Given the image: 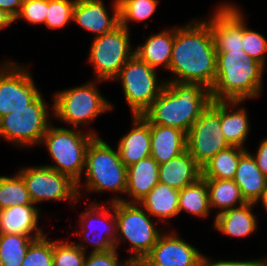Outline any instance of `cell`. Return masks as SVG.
I'll return each instance as SVG.
<instances>
[{"label":"cell","mask_w":267,"mask_h":266,"mask_svg":"<svg viewBox=\"0 0 267 266\" xmlns=\"http://www.w3.org/2000/svg\"><path fill=\"white\" fill-rule=\"evenodd\" d=\"M157 71L134 54L113 80L121 82L132 116L142 115L166 84V78L159 81Z\"/></svg>","instance_id":"9"},{"label":"cell","mask_w":267,"mask_h":266,"mask_svg":"<svg viewBox=\"0 0 267 266\" xmlns=\"http://www.w3.org/2000/svg\"><path fill=\"white\" fill-rule=\"evenodd\" d=\"M85 192L104 191L126 193L127 167L118 149L96 136L89 144L85 163Z\"/></svg>","instance_id":"6"},{"label":"cell","mask_w":267,"mask_h":266,"mask_svg":"<svg viewBox=\"0 0 267 266\" xmlns=\"http://www.w3.org/2000/svg\"><path fill=\"white\" fill-rule=\"evenodd\" d=\"M180 191L159 182L138 204L153 218L169 223L179 215Z\"/></svg>","instance_id":"27"},{"label":"cell","mask_w":267,"mask_h":266,"mask_svg":"<svg viewBox=\"0 0 267 266\" xmlns=\"http://www.w3.org/2000/svg\"><path fill=\"white\" fill-rule=\"evenodd\" d=\"M258 203H260L262 205V207H264L265 211L267 212V189L262 194L261 198L257 201L256 204H258Z\"/></svg>","instance_id":"45"},{"label":"cell","mask_w":267,"mask_h":266,"mask_svg":"<svg viewBox=\"0 0 267 266\" xmlns=\"http://www.w3.org/2000/svg\"><path fill=\"white\" fill-rule=\"evenodd\" d=\"M174 39L175 27L161 30L134 48V54L156 70L159 67L169 70Z\"/></svg>","instance_id":"24"},{"label":"cell","mask_w":267,"mask_h":266,"mask_svg":"<svg viewBox=\"0 0 267 266\" xmlns=\"http://www.w3.org/2000/svg\"><path fill=\"white\" fill-rule=\"evenodd\" d=\"M213 12L212 17L205 20L210 24L216 52H240L243 45L241 7L224 2Z\"/></svg>","instance_id":"15"},{"label":"cell","mask_w":267,"mask_h":266,"mask_svg":"<svg viewBox=\"0 0 267 266\" xmlns=\"http://www.w3.org/2000/svg\"><path fill=\"white\" fill-rule=\"evenodd\" d=\"M118 255L116 248L107 252H89L86 255L84 266H123L126 260L120 261Z\"/></svg>","instance_id":"39"},{"label":"cell","mask_w":267,"mask_h":266,"mask_svg":"<svg viewBox=\"0 0 267 266\" xmlns=\"http://www.w3.org/2000/svg\"><path fill=\"white\" fill-rule=\"evenodd\" d=\"M23 0H0V9L6 11L14 19L19 14Z\"/></svg>","instance_id":"42"},{"label":"cell","mask_w":267,"mask_h":266,"mask_svg":"<svg viewBox=\"0 0 267 266\" xmlns=\"http://www.w3.org/2000/svg\"><path fill=\"white\" fill-rule=\"evenodd\" d=\"M35 239L29 235L0 234V266H21Z\"/></svg>","instance_id":"31"},{"label":"cell","mask_w":267,"mask_h":266,"mask_svg":"<svg viewBox=\"0 0 267 266\" xmlns=\"http://www.w3.org/2000/svg\"><path fill=\"white\" fill-rule=\"evenodd\" d=\"M51 123L40 144L45 145L55 165L45 166L69 176L77 183L78 197L83 194L80 180L85 171L86 153L90 142L98 136V132L77 128H64L53 126Z\"/></svg>","instance_id":"4"},{"label":"cell","mask_w":267,"mask_h":266,"mask_svg":"<svg viewBox=\"0 0 267 266\" xmlns=\"http://www.w3.org/2000/svg\"><path fill=\"white\" fill-rule=\"evenodd\" d=\"M132 118V129L117 143L119 156L126 167L151 154L150 123L142 115Z\"/></svg>","instance_id":"19"},{"label":"cell","mask_w":267,"mask_h":266,"mask_svg":"<svg viewBox=\"0 0 267 266\" xmlns=\"http://www.w3.org/2000/svg\"><path fill=\"white\" fill-rule=\"evenodd\" d=\"M76 0H48L45 26L55 30L64 28L73 21V10Z\"/></svg>","instance_id":"35"},{"label":"cell","mask_w":267,"mask_h":266,"mask_svg":"<svg viewBox=\"0 0 267 266\" xmlns=\"http://www.w3.org/2000/svg\"><path fill=\"white\" fill-rule=\"evenodd\" d=\"M110 206L90 202L89 208L79 216V227L76 236L81 242L76 243L87 253L85 242L92 246L91 253L107 252L115 248L117 238V219L115 217V202ZM81 234L82 236H80Z\"/></svg>","instance_id":"13"},{"label":"cell","mask_w":267,"mask_h":266,"mask_svg":"<svg viewBox=\"0 0 267 266\" xmlns=\"http://www.w3.org/2000/svg\"><path fill=\"white\" fill-rule=\"evenodd\" d=\"M242 12V50L248 54L255 61L266 65V53H267V39L256 32L248 28L245 23V17Z\"/></svg>","instance_id":"36"},{"label":"cell","mask_w":267,"mask_h":266,"mask_svg":"<svg viewBox=\"0 0 267 266\" xmlns=\"http://www.w3.org/2000/svg\"><path fill=\"white\" fill-rule=\"evenodd\" d=\"M18 205H35L22 177L18 173L0 176V210Z\"/></svg>","instance_id":"32"},{"label":"cell","mask_w":267,"mask_h":266,"mask_svg":"<svg viewBox=\"0 0 267 266\" xmlns=\"http://www.w3.org/2000/svg\"><path fill=\"white\" fill-rule=\"evenodd\" d=\"M206 183L210 209L217 208L216 214L246 203L234 180L206 179Z\"/></svg>","instance_id":"28"},{"label":"cell","mask_w":267,"mask_h":266,"mask_svg":"<svg viewBox=\"0 0 267 266\" xmlns=\"http://www.w3.org/2000/svg\"><path fill=\"white\" fill-rule=\"evenodd\" d=\"M115 217L117 219V238L115 248L121 242L130 244L128 251L131 256L127 259L143 260L156 244L163 233L157 229L156 221L138 204L115 202ZM123 239V241H121Z\"/></svg>","instance_id":"7"},{"label":"cell","mask_w":267,"mask_h":266,"mask_svg":"<svg viewBox=\"0 0 267 266\" xmlns=\"http://www.w3.org/2000/svg\"><path fill=\"white\" fill-rule=\"evenodd\" d=\"M41 210L36 205H18L0 210V234L29 235L40 238L45 235L38 226Z\"/></svg>","instance_id":"20"},{"label":"cell","mask_w":267,"mask_h":266,"mask_svg":"<svg viewBox=\"0 0 267 266\" xmlns=\"http://www.w3.org/2000/svg\"><path fill=\"white\" fill-rule=\"evenodd\" d=\"M130 35L127 28L119 25L113 31L93 38L87 61L93 66L95 80L106 82L117 77L124 64L134 55Z\"/></svg>","instance_id":"10"},{"label":"cell","mask_w":267,"mask_h":266,"mask_svg":"<svg viewBox=\"0 0 267 266\" xmlns=\"http://www.w3.org/2000/svg\"><path fill=\"white\" fill-rule=\"evenodd\" d=\"M47 237L45 234L30 244L21 266H53V241Z\"/></svg>","instance_id":"37"},{"label":"cell","mask_w":267,"mask_h":266,"mask_svg":"<svg viewBox=\"0 0 267 266\" xmlns=\"http://www.w3.org/2000/svg\"><path fill=\"white\" fill-rule=\"evenodd\" d=\"M233 180L239 186L246 202L257 203L267 189V177L259 170L248 150L240 156Z\"/></svg>","instance_id":"25"},{"label":"cell","mask_w":267,"mask_h":266,"mask_svg":"<svg viewBox=\"0 0 267 266\" xmlns=\"http://www.w3.org/2000/svg\"><path fill=\"white\" fill-rule=\"evenodd\" d=\"M112 3L111 16L103 0H76L73 22L95 37L111 32L120 25L118 0H113Z\"/></svg>","instance_id":"17"},{"label":"cell","mask_w":267,"mask_h":266,"mask_svg":"<svg viewBox=\"0 0 267 266\" xmlns=\"http://www.w3.org/2000/svg\"><path fill=\"white\" fill-rule=\"evenodd\" d=\"M151 154L160 165L187 150V134L175 127L150 124Z\"/></svg>","instance_id":"22"},{"label":"cell","mask_w":267,"mask_h":266,"mask_svg":"<svg viewBox=\"0 0 267 266\" xmlns=\"http://www.w3.org/2000/svg\"><path fill=\"white\" fill-rule=\"evenodd\" d=\"M256 203L245 204L215 214L213 222L215 230L229 237H246L253 234L258 228L256 215L252 213Z\"/></svg>","instance_id":"21"},{"label":"cell","mask_w":267,"mask_h":266,"mask_svg":"<svg viewBox=\"0 0 267 266\" xmlns=\"http://www.w3.org/2000/svg\"><path fill=\"white\" fill-rule=\"evenodd\" d=\"M159 164L151 157L141 159L127 167L126 193L131 200L119 195L112 197L109 203L123 201L126 203H139L158 183Z\"/></svg>","instance_id":"18"},{"label":"cell","mask_w":267,"mask_h":266,"mask_svg":"<svg viewBox=\"0 0 267 266\" xmlns=\"http://www.w3.org/2000/svg\"><path fill=\"white\" fill-rule=\"evenodd\" d=\"M43 96L40 93L26 108L0 118V138L22 148L40 145L51 124L49 105Z\"/></svg>","instance_id":"8"},{"label":"cell","mask_w":267,"mask_h":266,"mask_svg":"<svg viewBox=\"0 0 267 266\" xmlns=\"http://www.w3.org/2000/svg\"><path fill=\"white\" fill-rule=\"evenodd\" d=\"M99 82L103 81L94 79L54 93L51 116L78 129L80 126L86 127L101 114L112 111L115 106L101 95L96 86Z\"/></svg>","instance_id":"5"},{"label":"cell","mask_w":267,"mask_h":266,"mask_svg":"<svg viewBox=\"0 0 267 266\" xmlns=\"http://www.w3.org/2000/svg\"><path fill=\"white\" fill-rule=\"evenodd\" d=\"M199 266H267L266 258H258L251 260H211V258L203 255Z\"/></svg>","instance_id":"40"},{"label":"cell","mask_w":267,"mask_h":266,"mask_svg":"<svg viewBox=\"0 0 267 266\" xmlns=\"http://www.w3.org/2000/svg\"><path fill=\"white\" fill-rule=\"evenodd\" d=\"M86 255L75 242L53 241V266H84Z\"/></svg>","instance_id":"34"},{"label":"cell","mask_w":267,"mask_h":266,"mask_svg":"<svg viewBox=\"0 0 267 266\" xmlns=\"http://www.w3.org/2000/svg\"><path fill=\"white\" fill-rule=\"evenodd\" d=\"M27 69L14 61L0 64V118L26 108L41 93Z\"/></svg>","instance_id":"14"},{"label":"cell","mask_w":267,"mask_h":266,"mask_svg":"<svg viewBox=\"0 0 267 266\" xmlns=\"http://www.w3.org/2000/svg\"><path fill=\"white\" fill-rule=\"evenodd\" d=\"M246 151L238 146H229L216 154L202 167V177L205 179L233 180L240 156Z\"/></svg>","instance_id":"30"},{"label":"cell","mask_w":267,"mask_h":266,"mask_svg":"<svg viewBox=\"0 0 267 266\" xmlns=\"http://www.w3.org/2000/svg\"><path fill=\"white\" fill-rule=\"evenodd\" d=\"M242 102L221 101V129L230 146L246 149L244 144L249 136L250 124L247 111L240 107Z\"/></svg>","instance_id":"26"},{"label":"cell","mask_w":267,"mask_h":266,"mask_svg":"<svg viewBox=\"0 0 267 266\" xmlns=\"http://www.w3.org/2000/svg\"><path fill=\"white\" fill-rule=\"evenodd\" d=\"M217 53L210 24L196 19L175 27L168 82L200 83L211 89L216 77Z\"/></svg>","instance_id":"1"},{"label":"cell","mask_w":267,"mask_h":266,"mask_svg":"<svg viewBox=\"0 0 267 266\" xmlns=\"http://www.w3.org/2000/svg\"><path fill=\"white\" fill-rule=\"evenodd\" d=\"M14 18L9 15L6 11L0 9V30L12 25Z\"/></svg>","instance_id":"43"},{"label":"cell","mask_w":267,"mask_h":266,"mask_svg":"<svg viewBox=\"0 0 267 266\" xmlns=\"http://www.w3.org/2000/svg\"><path fill=\"white\" fill-rule=\"evenodd\" d=\"M170 232L163 231L150 253L143 259L148 266H199L204 254L178 237L175 230Z\"/></svg>","instance_id":"16"},{"label":"cell","mask_w":267,"mask_h":266,"mask_svg":"<svg viewBox=\"0 0 267 266\" xmlns=\"http://www.w3.org/2000/svg\"><path fill=\"white\" fill-rule=\"evenodd\" d=\"M23 179L33 204L46 201H79L77 183L69 176L45 165L28 166L17 172Z\"/></svg>","instance_id":"12"},{"label":"cell","mask_w":267,"mask_h":266,"mask_svg":"<svg viewBox=\"0 0 267 266\" xmlns=\"http://www.w3.org/2000/svg\"><path fill=\"white\" fill-rule=\"evenodd\" d=\"M158 0H118L120 25L129 29V22H143L155 14Z\"/></svg>","instance_id":"33"},{"label":"cell","mask_w":267,"mask_h":266,"mask_svg":"<svg viewBox=\"0 0 267 266\" xmlns=\"http://www.w3.org/2000/svg\"><path fill=\"white\" fill-rule=\"evenodd\" d=\"M48 9V0H23L19 14L14 22L23 19L29 24H44Z\"/></svg>","instance_id":"38"},{"label":"cell","mask_w":267,"mask_h":266,"mask_svg":"<svg viewBox=\"0 0 267 266\" xmlns=\"http://www.w3.org/2000/svg\"><path fill=\"white\" fill-rule=\"evenodd\" d=\"M123 266H148V264L144 260L126 259Z\"/></svg>","instance_id":"44"},{"label":"cell","mask_w":267,"mask_h":266,"mask_svg":"<svg viewBox=\"0 0 267 266\" xmlns=\"http://www.w3.org/2000/svg\"><path fill=\"white\" fill-rule=\"evenodd\" d=\"M158 175L159 182L180 191L202 177V168L186 150L168 162L160 164Z\"/></svg>","instance_id":"23"},{"label":"cell","mask_w":267,"mask_h":266,"mask_svg":"<svg viewBox=\"0 0 267 266\" xmlns=\"http://www.w3.org/2000/svg\"><path fill=\"white\" fill-rule=\"evenodd\" d=\"M254 157L257 167L267 177V137L261 141Z\"/></svg>","instance_id":"41"},{"label":"cell","mask_w":267,"mask_h":266,"mask_svg":"<svg viewBox=\"0 0 267 266\" xmlns=\"http://www.w3.org/2000/svg\"><path fill=\"white\" fill-rule=\"evenodd\" d=\"M187 151L202 168L229 147L221 129V101L212 100L187 132Z\"/></svg>","instance_id":"11"},{"label":"cell","mask_w":267,"mask_h":266,"mask_svg":"<svg viewBox=\"0 0 267 266\" xmlns=\"http://www.w3.org/2000/svg\"><path fill=\"white\" fill-rule=\"evenodd\" d=\"M216 77L211 100L245 101L257 98L263 88L264 65L240 52H216Z\"/></svg>","instance_id":"3"},{"label":"cell","mask_w":267,"mask_h":266,"mask_svg":"<svg viewBox=\"0 0 267 266\" xmlns=\"http://www.w3.org/2000/svg\"><path fill=\"white\" fill-rule=\"evenodd\" d=\"M210 210L205 178L200 177L196 182L180 190L179 214L183 211L192 216L207 218L210 216Z\"/></svg>","instance_id":"29"},{"label":"cell","mask_w":267,"mask_h":266,"mask_svg":"<svg viewBox=\"0 0 267 266\" xmlns=\"http://www.w3.org/2000/svg\"><path fill=\"white\" fill-rule=\"evenodd\" d=\"M211 101L210 89L203 84L168 82L142 116L150 124L175 127L187 134Z\"/></svg>","instance_id":"2"}]
</instances>
